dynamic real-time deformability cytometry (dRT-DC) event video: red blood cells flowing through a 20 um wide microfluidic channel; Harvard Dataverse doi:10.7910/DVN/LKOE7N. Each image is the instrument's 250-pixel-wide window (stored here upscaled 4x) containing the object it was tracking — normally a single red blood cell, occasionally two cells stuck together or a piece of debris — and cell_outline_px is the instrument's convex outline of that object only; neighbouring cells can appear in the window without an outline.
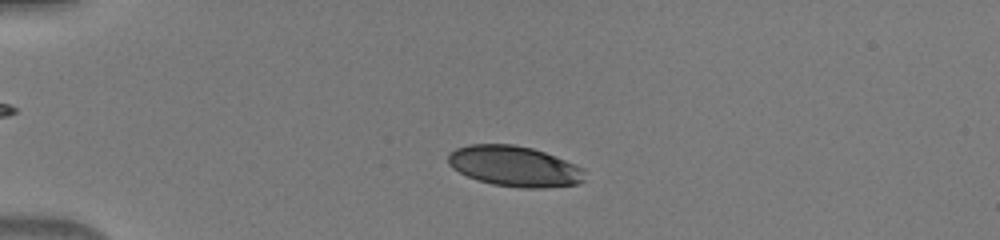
{"species": "human", "species_latin": "Homo sapiens", "temperature_condition": "warm", "stored_images_in_passage": 44, "camera_frame_rate_fps": 3000, "um_per_image_px": 0.085, "donor": {"sex": "male"}, "frame": {"image": 1, "passage_image": 7, "time_ms": 2.0, "image_size_px": [1000, 240], "cell_outline_px": [[584, 180], [580, 184], [544, 188], [520, 188], [492, 184], [476, 180], [452, 168], [448, 164], [448, 152], [456, 148], [468, 144], [512, 144], [532, 148], [544, 152], [576, 164], [584, 168]], "centroid_in_image_um": [43.73, 14.13], "position_along_channel_um": 41.3, "area_um2": 32.54}}
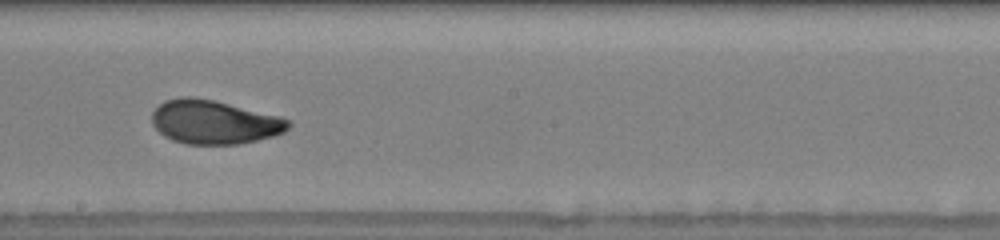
{"frame": {"image": 2, "passage_image": 24, "time_ms": 7.667, "image_size_px": [1000, 240], "cell_outline_px": [[292, 124], [284, 132], [272, 136], [240, 144], [184, 144], [172, 140], [164, 136], [152, 124], [152, 112], [164, 100], [180, 96], [192, 96], [212, 100], [280, 116], [292, 120]], "centroid_in_image_um": [18.2, 10.37], "position_along_channel_um": 230.0, "area_um2": 34.91}}
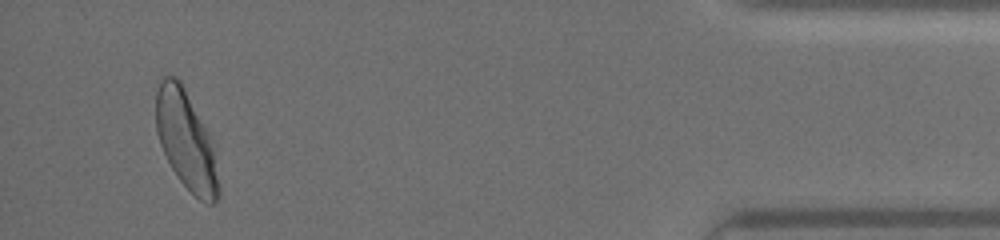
{"frame": {"image": 3, "passage_image": 42, "time_ms": 13.667, "image_size_px": [1000, 240], "cell_outline_px": [[220, 196], [216, 204], [208, 204], [200, 200], [180, 180], [172, 168], [160, 144], [156, 132], [156, 92], [160, 80], [164, 76], [176, 76], [180, 80], [208, 132], [212, 148], [220, 188]], "centroid_in_image_um": [15.8, 11.93], "position_along_channel_um": 419.4, "area_um2": 35.49}}